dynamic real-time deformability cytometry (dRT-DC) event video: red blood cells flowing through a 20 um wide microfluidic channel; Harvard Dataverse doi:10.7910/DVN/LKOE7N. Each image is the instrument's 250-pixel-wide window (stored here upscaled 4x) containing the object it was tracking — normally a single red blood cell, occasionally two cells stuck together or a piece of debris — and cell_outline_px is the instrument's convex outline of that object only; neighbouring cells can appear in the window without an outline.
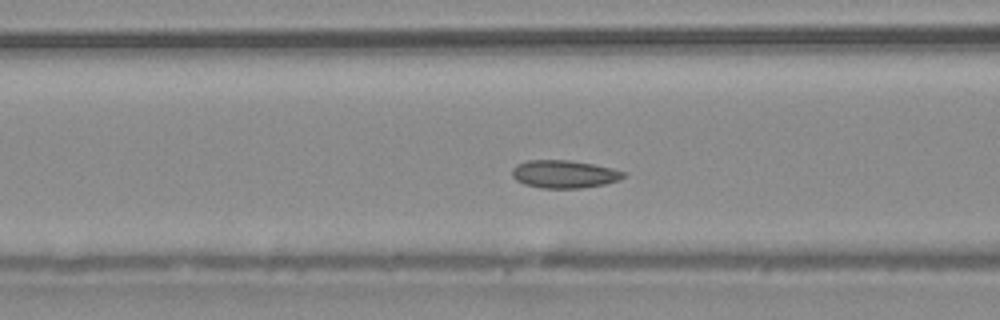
{"species": "common noctule bat (a hibernating species)", "species_latin": "Nyctalus noctula", "temperature_condition": "warm", "stored_images_in_passage": 47, "camera_frame_rate_fps": 3000, "um_per_image_px": 0.085, "animal": {"sex": "male", "body_mass_g": 20.4}, "frame": {"image": 1, "passage_image": 17, "time_ms": 5.333, "image_size_px": [1000, 320], "cell_outline_px": [[628, 172], [620, 180], [604, 184], [580, 188], [540, 188], [524, 184], [516, 180], [512, 176], [512, 168], [516, 164], [528, 160], [572, 160], [612, 168]], "centroid_in_image_um": [47.95, 14.79], "position_along_channel_um": 118.6, "area_um2": 18.21}}
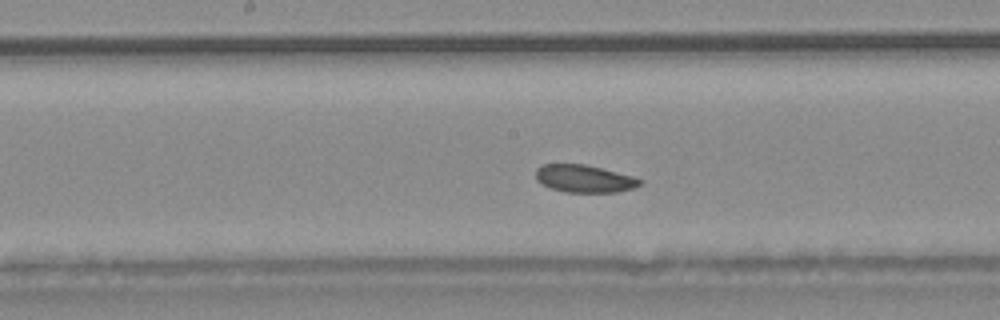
{"frame": {"image": 2, "passage_image": 23, "time_ms": 7.333, "image_size_px": [1000, 320], "cell_outline_px": [[644, 180], [640, 184], [632, 188], [616, 192], [564, 192], [540, 184], [536, 180], [536, 168], [544, 164], [584, 164], [632, 176]], "centroid_in_image_um": [49.63, 15.19], "position_along_channel_um": 198.6, "area_um2": 16.59}}
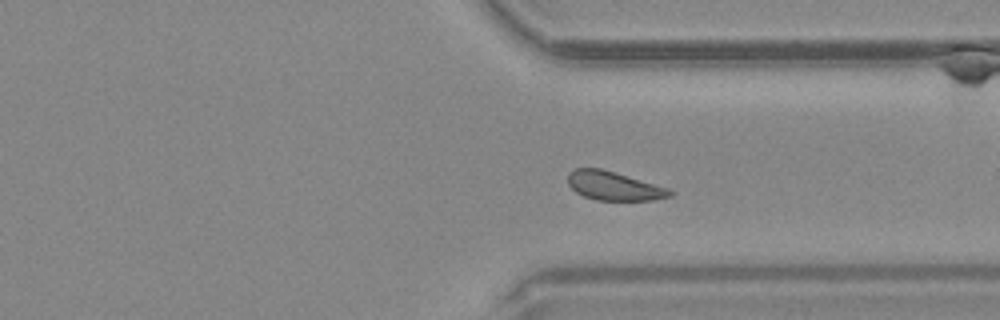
{"frame": {"image": 3, "passage_image": 35, "time_ms": 11.333, "image_size_px": [1000, 320], "cell_outline_px": [[676, 192], [672, 196], [652, 200], [596, 200], [584, 196], [576, 192], [568, 184], [568, 172], [576, 168], [600, 168], [616, 172], [668, 188]], "centroid_in_image_um": [52.19, 15.8], "position_along_channel_um": 359.2, "area_um2": 17.17}, "authors_computed_cell_mechanics": {"area_um2": 17.8602, "velocity_mm_per_s": 4.0052, "shape_relaxation_time_tau1_ms": 2.0575, "shape_relaxation_time_tau2_ms": 4.296, "deformation_change_tau1": 0.0767, "deformation_change_tau2": 0.0892}}